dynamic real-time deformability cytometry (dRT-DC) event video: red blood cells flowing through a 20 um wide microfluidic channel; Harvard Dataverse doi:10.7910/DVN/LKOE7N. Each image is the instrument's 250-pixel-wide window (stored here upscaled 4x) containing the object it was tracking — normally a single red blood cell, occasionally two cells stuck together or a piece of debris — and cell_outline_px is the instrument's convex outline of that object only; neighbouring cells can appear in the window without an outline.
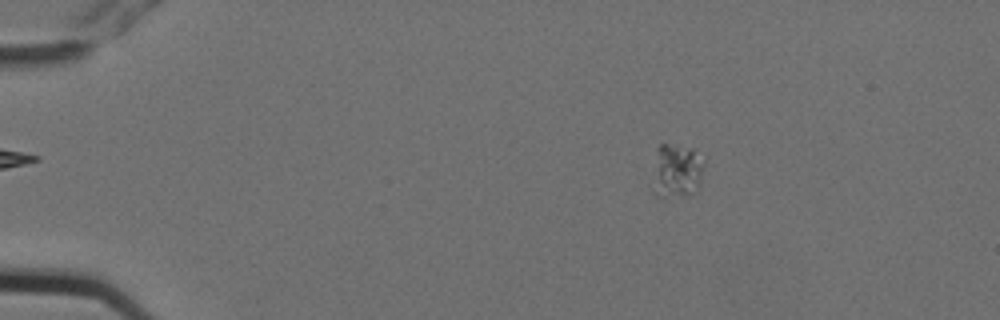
{"species": "Egyptian fruit bat (a non-hibernating species)", "species_latin": "Rousettus aegyptiacus", "temperature_condition": "cold", "stored_images_in_passage": 11, "camera_frame_rate_fps": 3000, "um_per_image_px": 0.085, "animal": {"sex": "female"}, "frame": {"image": 1, "passage_image": 3, "time_ms": 0.667, "image_size_px": [1000, 320], "cell_outline_px": [[704, 164], [700, 184], [688, 196], [664, 196], [660, 180], [656, 148], [660, 144], [668, 144], [692, 148], [704, 160]], "centroid_in_image_um": [57.72, 14.42], "position_along_channel_um": 27.3, "area_um2": 14.45}}
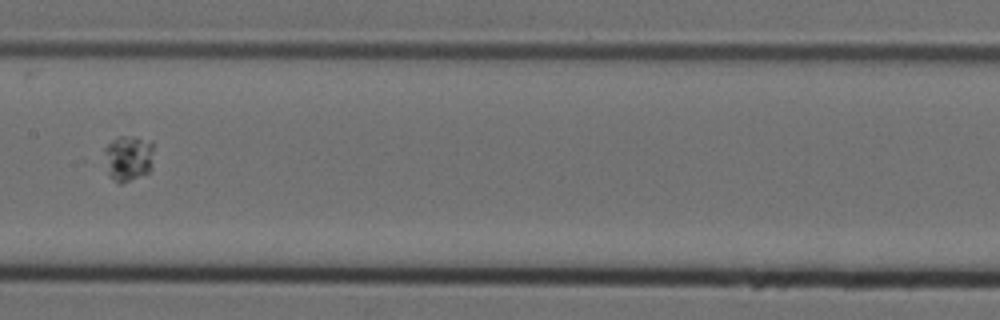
{"frame": {"image": 2, "passage_image": 8, "time_ms": 2.333, "image_size_px": [1000, 320], "cell_outline_px": [[152, 152], [148, 172], [120, 184], [108, 176], [104, 152], [104, 148], [112, 140], [120, 136], [136, 136], [152, 140]], "centroid_in_image_um": [10.87, 13.41], "position_along_channel_um": 196.5, "area_um2": 13.06}}
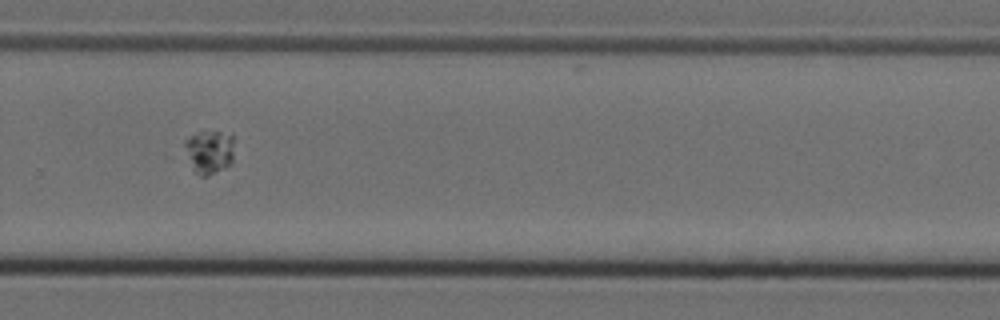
{"frame": {"image": 3, "passage_image": 11, "time_ms": 3.333, "image_size_px": [1000, 320], "cell_outline_px": [[232, 164], [208, 176], [200, 176], [192, 172], [184, 144], [184, 140], [188, 136], [200, 132], [220, 132], [232, 136]], "centroid_in_image_um": [17.75, 12.94], "position_along_channel_um": 312.1, "area_um2": 12.54}}